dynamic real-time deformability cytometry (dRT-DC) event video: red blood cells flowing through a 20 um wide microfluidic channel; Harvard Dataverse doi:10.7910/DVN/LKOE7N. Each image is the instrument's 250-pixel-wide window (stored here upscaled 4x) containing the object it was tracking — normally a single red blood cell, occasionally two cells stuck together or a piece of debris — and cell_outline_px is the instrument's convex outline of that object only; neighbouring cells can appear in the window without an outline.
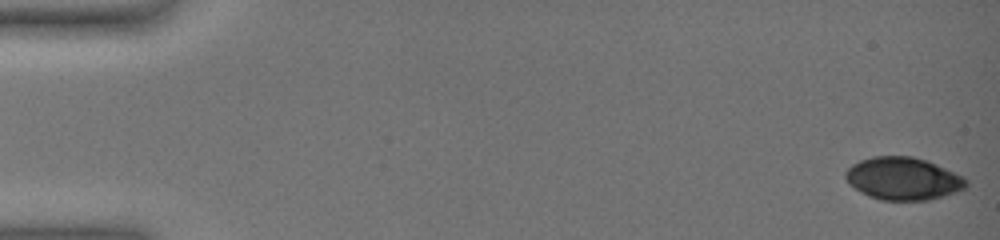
{"species": "common noctule bat (a hibernating species)", "species_latin": "Nyctalus noctula", "temperature_condition": "warm", "stored_images_in_passage": 55, "camera_frame_rate_fps": 3000, "um_per_image_px": 0.085, "animal": {"sex": "female", "body_mass_g": 19.0, "forearm_length_mm": 51.5}, "frame": {"image": 1, "passage_image": 1, "time_ms": 0.0, "image_size_px": [1000, 240], "cell_outline_px": [[968, 184], [964, 188], [956, 192], [944, 196], [928, 200], [880, 200], [868, 196], [860, 192], [848, 184], [844, 176], [844, 172], [852, 164], [860, 160], [872, 156], [912, 156], [928, 160], [964, 176], [968, 180]], "centroid_in_image_um": [76.76, 15.18], "position_along_channel_um": 8.2, "area_um2": 30.35}}
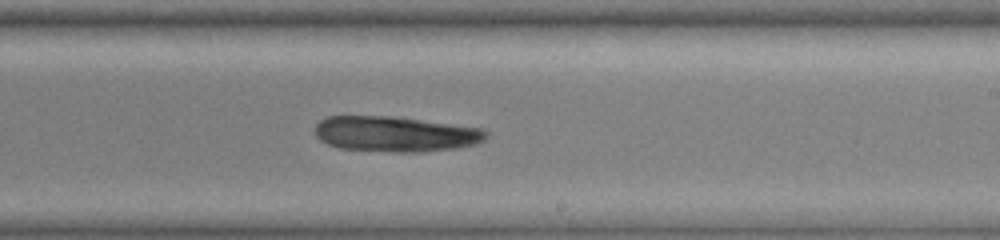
{"frame": {"image": 2, "passage_image": 36, "time_ms": 11.667, "image_size_px": [1000, 240], "cell_outline_px": [[488, 136], [484, 140], [476, 144], [456, 148], [424, 152], [396, 152], [340, 148], [328, 144], [320, 140], [316, 136], [316, 124], [320, 120], [328, 116], [388, 116], [484, 128], [488, 132]], "centroid_in_image_um": [33.63, 11.39], "position_along_channel_um": 255.4, "area_um2": 35.26}}
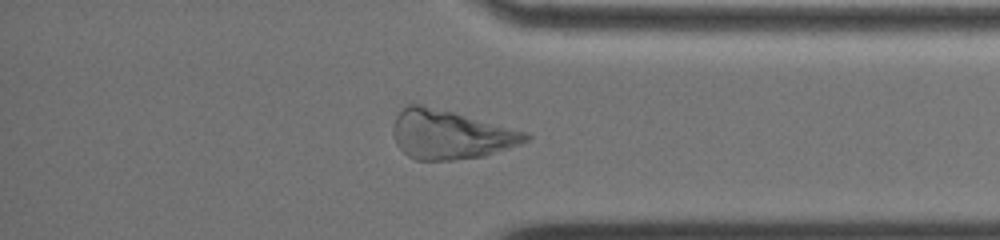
{"frame": {"image": 3, "passage_image": 48, "time_ms": 15.667, "image_size_px": [1000, 240], "cell_outline_px": [[532, 136], [528, 140], [520, 144], [484, 156], [452, 160], [416, 160], [408, 156], [396, 144], [392, 132], [392, 128], [396, 116], [408, 104], [420, 104], [452, 112], [528, 132]], "centroid_in_image_um": [38.27, 11.45], "position_along_channel_um": 396.9, "area_um2": 37.57}}